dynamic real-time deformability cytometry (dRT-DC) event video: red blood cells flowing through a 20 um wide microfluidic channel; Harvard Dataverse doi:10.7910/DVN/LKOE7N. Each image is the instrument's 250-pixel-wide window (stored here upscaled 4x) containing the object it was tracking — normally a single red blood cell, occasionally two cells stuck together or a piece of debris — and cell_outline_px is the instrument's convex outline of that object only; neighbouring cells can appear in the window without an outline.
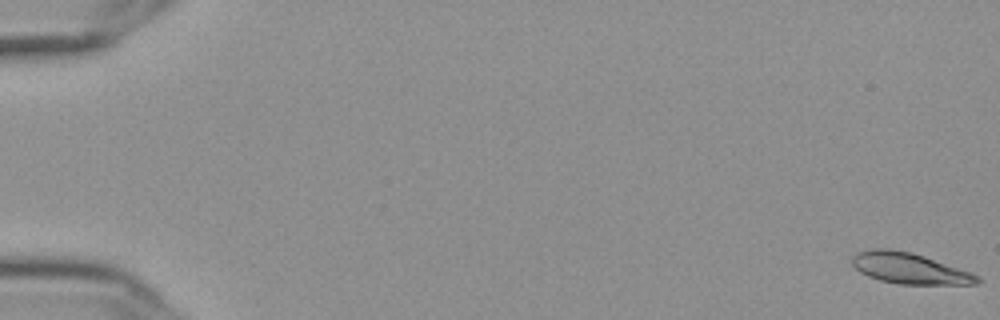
{"species": "Egyptian fruit bat (a non-hibernating species)", "species_latin": "Rousettus aegyptiacus", "temperature_condition": "cold", "stored_images_in_passage": 57, "camera_frame_rate_fps": 3000, "um_per_image_px": 0.085, "frame": {"image": 1, "passage_image": 1, "time_ms": 0.0, "image_size_px": [1000, 320], "cell_outline_px": [[980, 284], [900, 284], [880, 280], [868, 276], [860, 272], [852, 264], [852, 256], [856, 252], [872, 248], [888, 248], [912, 252], [972, 272], [980, 276]], "centroid_in_image_um": [77.31, 22.8], "position_along_channel_um": 7.7, "area_um2": 22.66}}
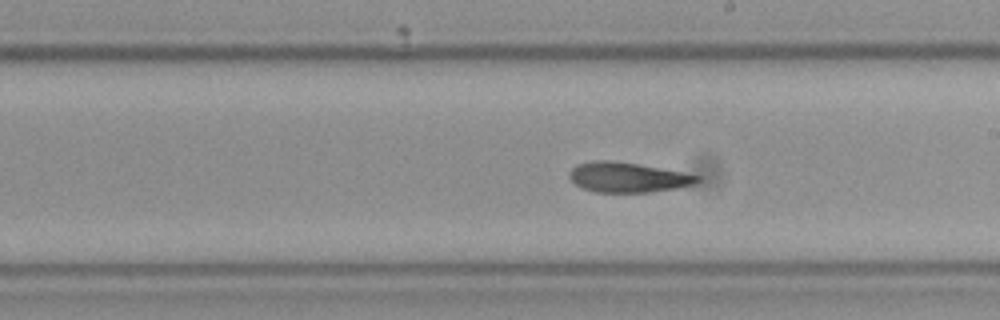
{"frame": {"image": 2, "passage_image": 34, "time_ms": 11.0, "image_size_px": [1000, 320], "cell_outline_px": [[704, 180], [700, 184], [676, 188], [648, 192], [596, 192], [584, 188], [576, 184], [568, 176], [568, 172], [576, 164], [592, 160], [608, 160], [636, 164], [704, 176]], "centroid_in_image_um": [53.42, 15.07], "position_along_channel_um": 235.6, "area_um2": 22.48}}
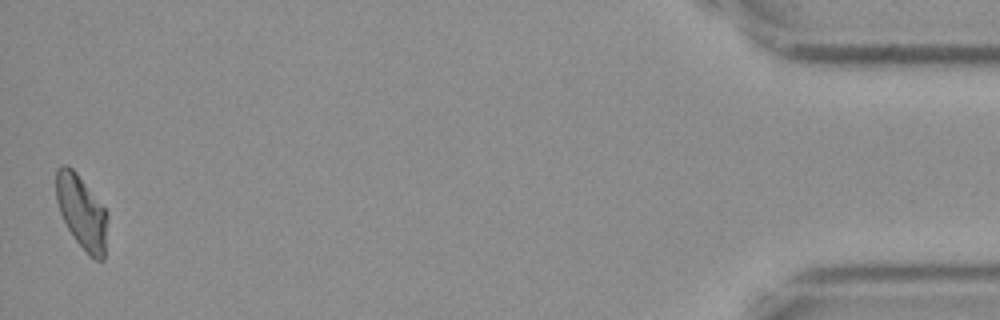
{"frame": {"image": 3, "passage_image": 57, "time_ms": 18.667, "image_size_px": [1000, 320], "cell_outline_px": [[108, 216], [104, 260], [96, 260], [76, 240], [68, 228], [60, 212], [56, 200], [56, 168], [60, 164], [68, 164], [76, 172], [108, 212]], "centroid_in_image_um": [6.94, 17.97], "position_along_channel_um": 428.3, "area_um2": 21.85}, "authors_computed_cell_mechanics": {"area_um2": 22.8888, "velocity_mm_per_s": 3.6033, "shape_relaxation_time_tau1_ms": 7.2231, "shape_relaxation_time_tau2_ms": 3.2133, "deformation_change_tau1": 0.1746, "deformation_change_tau2": 0.0911}}